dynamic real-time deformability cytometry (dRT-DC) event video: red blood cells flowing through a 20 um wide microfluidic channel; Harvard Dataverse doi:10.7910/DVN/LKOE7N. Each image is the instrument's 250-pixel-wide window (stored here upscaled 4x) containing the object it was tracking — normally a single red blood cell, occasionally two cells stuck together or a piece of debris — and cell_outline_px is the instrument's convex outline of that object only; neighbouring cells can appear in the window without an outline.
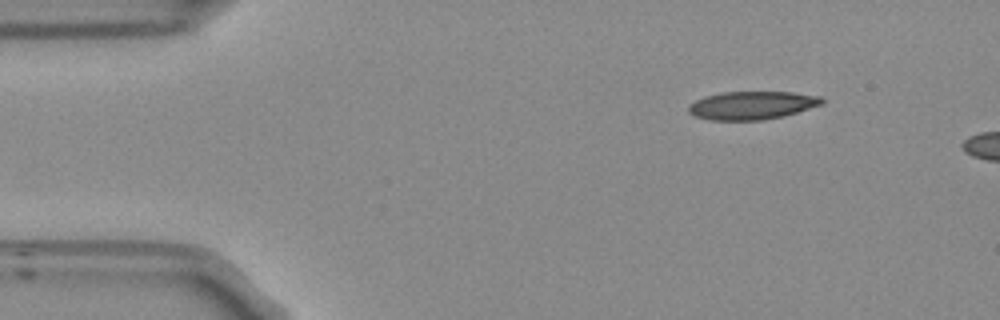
{"species": "Egyptian fruit bat (a non-hibernating species)", "species_latin": "Rousettus aegyptiacus", "temperature_condition": "room temperature", "stored_images_in_passage": 6, "camera_frame_rate_fps": 3000, "um_per_image_px": 0.085, "frame": {"image": 1, "passage_image": 1, "time_ms": 0.0, "image_size_px": [1000, 320], "cell_outline_px": [[824, 104], [784, 116], [764, 120], [708, 120], [696, 116], [688, 112], [688, 104], [704, 96], [724, 92], [792, 92], [820, 96], [824, 100]], "centroid_in_image_um": [63.92, 8.95], "position_along_channel_um": 21.1, "area_um2": 22.02}}